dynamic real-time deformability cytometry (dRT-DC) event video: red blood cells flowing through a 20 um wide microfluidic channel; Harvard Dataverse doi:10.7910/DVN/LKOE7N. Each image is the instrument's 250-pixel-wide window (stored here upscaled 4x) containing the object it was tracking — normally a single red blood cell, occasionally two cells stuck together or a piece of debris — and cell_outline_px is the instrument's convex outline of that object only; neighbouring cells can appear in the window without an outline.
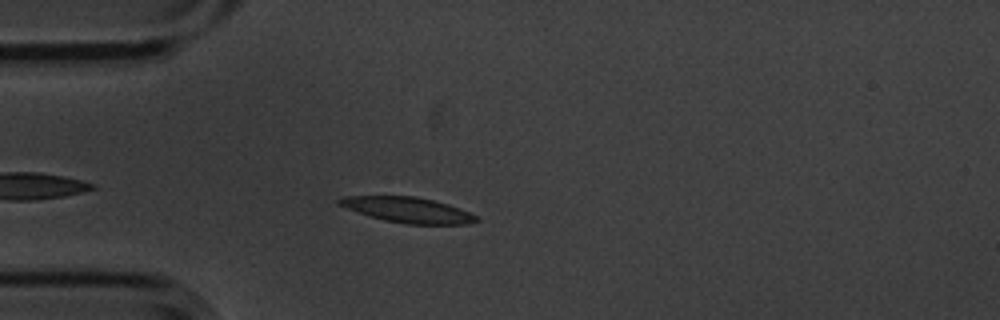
{"species": "common noctule bat (a hibernating species)", "species_latin": "Nyctalus noctula", "temperature_condition": "cold", "stored_images_in_passage": 39, "camera_frame_rate_fps": 3000, "um_per_image_px": 0.085, "animal": {"sex": "male", "body_mass_g": 20.1, "forearm_length_mm": 53.5}, "frame": {"image": 1, "passage_image": 6, "time_ms": 1.667, "image_size_px": [1000, 320], "cell_outline_px": [[480, 220], [468, 224], [408, 224], [384, 220], [336, 204], [336, 200], [344, 196], [416, 196], [448, 204], [468, 212], [476, 216]], "centroid_in_image_um": [34.67, 17.83], "position_along_channel_um": 50.3, "area_um2": 20.0}}
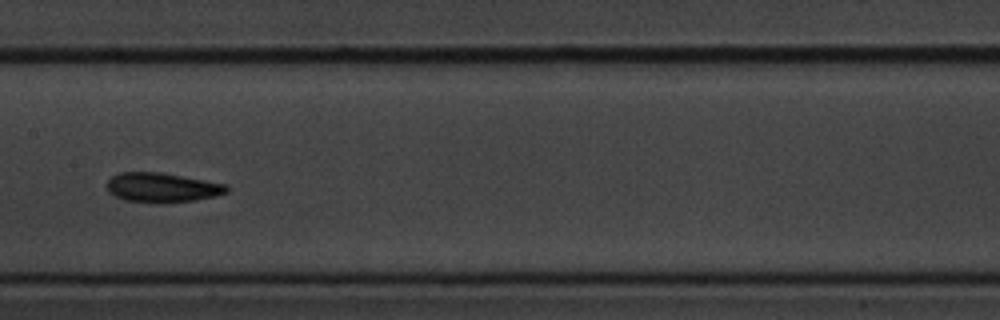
{"frame": {"image": 2, "passage_image": 19, "time_ms": 6.0, "image_size_px": [1000, 320], "cell_outline_px": [[228, 192], [216, 196], [196, 200], [160, 204], [156, 204], [124, 200], [108, 192], [104, 184], [112, 176], [120, 172], [164, 172], [228, 184]], "centroid_in_image_um": [13.77, 15.94], "position_along_channel_um": 193.6, "area_um2": 21.21}}
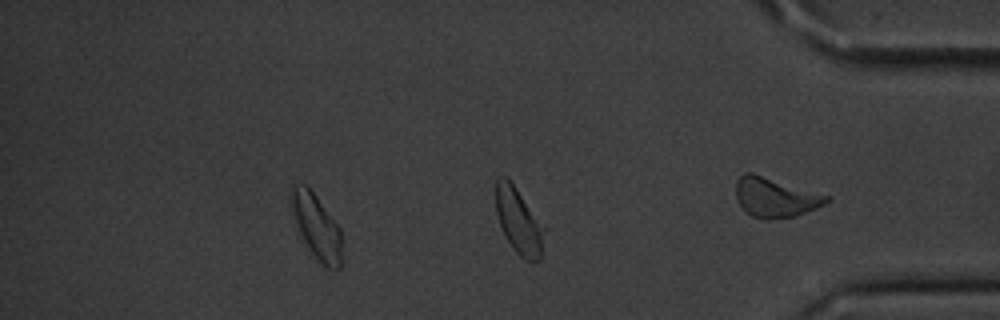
{"frame": {"image": 3, "passage_image": 34, "time_ms": 11.0, "image_size_px": [1000, 320], "cell_outline_px": [[340, 268], [324, 268], [312, 256], [296, 224], [288, 200], [288, 196], [292, 188], [304, 184], [316, 196], [340, 228]], "centroid_in_image_um": [26.87, 19.28], "position_along_channel_um": 408.3, "area_um2": 18.79}, "authors_computed_cell_mechanics": {"area_um2": 20.23, "velocity_mm_per_s": 3.5409, "shape_relaxation_time_tau1_ms": 2.9786, "shape_relaxation_time_tau2_ms": 4.7066, "deformation_change_tau1": 0.1098, "deformation_change_tau2": 0.1307}}